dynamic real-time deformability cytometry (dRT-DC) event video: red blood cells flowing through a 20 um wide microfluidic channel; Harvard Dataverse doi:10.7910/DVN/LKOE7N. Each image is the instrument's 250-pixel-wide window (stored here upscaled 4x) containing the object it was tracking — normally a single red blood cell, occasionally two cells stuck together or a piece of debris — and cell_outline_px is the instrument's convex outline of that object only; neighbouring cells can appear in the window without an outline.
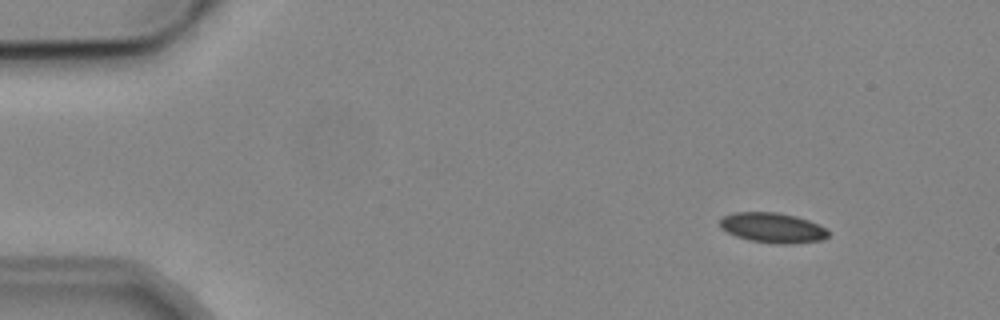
{"species": "common noctule bat (a hibernating species)", "species_latin": "Nyctalus noctula", "temperature_condition": "cold", "stored_images_in_passage": 4, "camera_frame_rate_fps": 3000, "um_per_image_px": 0.085, "animal": {"sex": "male", "body_mass_g": 19.2, "forearm_length_mm": 51.8}, "frame": {"image": 1, "passage_image": 1, "time_ms": 0.0, "image_size_px": [1000, 320], "cell_outline_px": [[828, 236], [824, 240], [792, 244], [776, 244], [748, 240], [736, 236], [720, 228], [720, 220], [724, 216], [736, 212], [776, 212], [796, 216], [808, 220], [824, 228], [828, 232]], "centroid_in_image_um": [65.67, 19.37], "position_along_channel_um": 19.3, "area_um2": 18.96}}
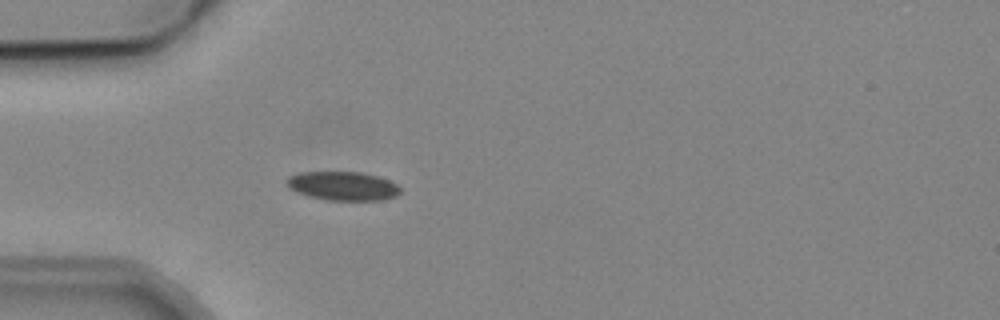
{"frame": {"image": 2, "passage_image": 4, "time_ms": 3.333, "image_size_px": [1000, 320], "cell_outline_px": [[400, 192], [396, 196], [384, 200], [328, 200], [308, 196], [288, 188], [284, 184], [284, 180], [288, 176], [300, 172], [360, 172], [376, 176], [388, 180], [396, 184], [400, 188]], "centroid_in_image_um": [29.09, 15.81], "position_along_channel_um": 55.9, "area_um2": 19.19}}